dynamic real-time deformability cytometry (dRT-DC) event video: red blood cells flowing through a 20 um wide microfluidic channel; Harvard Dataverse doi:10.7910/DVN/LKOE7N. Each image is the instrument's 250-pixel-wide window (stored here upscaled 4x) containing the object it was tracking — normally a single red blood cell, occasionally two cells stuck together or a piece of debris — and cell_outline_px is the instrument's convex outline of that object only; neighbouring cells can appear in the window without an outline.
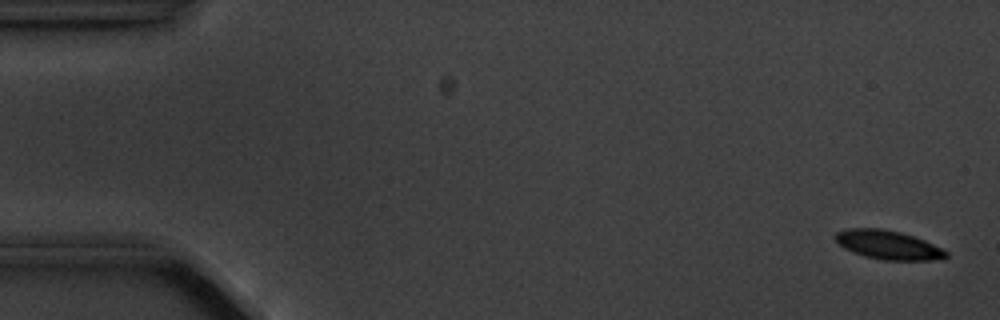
{"species": "common noctule bat (a hibernating species)", "species_latin": "Nyctalus noctula", "temperature_condition": "cold", "stored_images_in_passage": 5, "camera_frame_rate_fps": 3000, "um_per_image_px": 0.085, "animal": {"sex": "male", "body_mass_g": 20.1, "forearm_length_mm": 53.5}, "frame": {"image": 1, "passage_image": 1, "time_ms": 0.0, "image_size_px": [1000, 320], "cell_outline_px": [[948, 256], [928, 260], [880, 260], [864, 256], [852, 252], [844, 248], [836, 240], [836, 232], [844, 228], [884, 228], [900, 232], [924, 240], [944, 248], [948, 252]], "centroid_in_image_um": [75.48, 20.81], "position_along_channel_um": 9.5, "area_um2": 18.67}}